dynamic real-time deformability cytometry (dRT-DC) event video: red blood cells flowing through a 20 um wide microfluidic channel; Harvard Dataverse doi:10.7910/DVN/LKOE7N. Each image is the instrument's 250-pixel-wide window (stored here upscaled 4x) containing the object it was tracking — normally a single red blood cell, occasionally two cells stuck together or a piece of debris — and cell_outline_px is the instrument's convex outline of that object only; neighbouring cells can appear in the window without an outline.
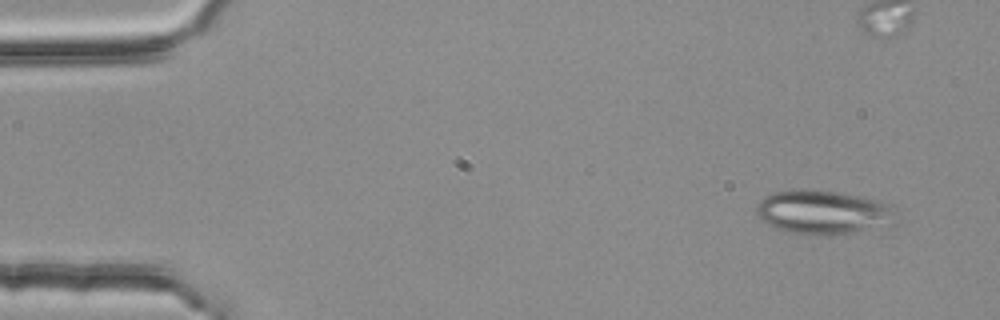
{"species": "common noctule bat (a hibernating species)", "species_latin": "Nyctalus noctula", "temperature_condition": "room temperature", "stored_images_in_passage": 3, "camera_frame_rate_fps": 3000, "um_per_image_px": 0.085, "animal": {"sex": "female", "body_mass_g": 25.1}, "frame": {"image": 1, "passage_image": 3, "time_ms": 0.667, "image_size_px": [1000, 320], "cell_outline_px": [[892, 204], [888, 216], [848, 232], [828, 236], [812, 236], [788, 232], [768, 224], [756, 216], [756, 208], [760, 200], [764, 196], [772, 192], [804, 188], [812, 188], [880, 200]], "centroid_in_image_um": [69.65, 17.98], "position_along_channel_um": 15.4, "area_um2": 34.04}}